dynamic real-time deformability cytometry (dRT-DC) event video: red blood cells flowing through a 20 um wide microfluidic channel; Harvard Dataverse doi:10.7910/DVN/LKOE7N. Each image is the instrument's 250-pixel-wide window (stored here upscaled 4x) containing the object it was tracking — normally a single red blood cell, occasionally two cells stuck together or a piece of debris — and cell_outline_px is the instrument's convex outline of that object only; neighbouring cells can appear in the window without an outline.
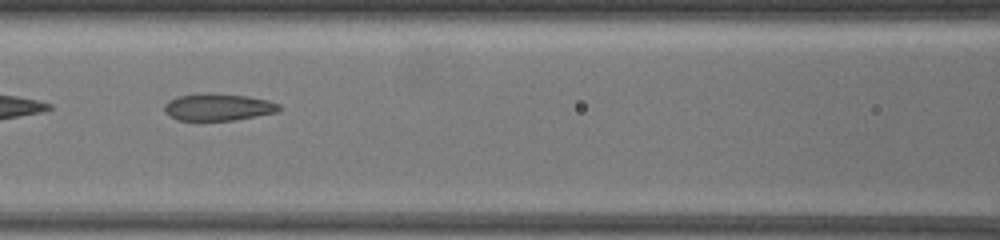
{"species": "common noctule bat (a hibernating species)", "species_latin": "Nyctalus noctula", "temperature_condition": "warm", "stored_images_in_passage": 59, "camera_frame_rate_fps": 3000, "um_per_image_px": 0.085, "animal": {"sex": "female", "body_mass_g": 19.5, "forearm_length_mm": 54.1}, "frame": {"image": 1, "passage_image": 6, "time_ms": 1.667, "image_size_px": [1000, 240], "cell_outline_px": [[280, 108], [276, 112], [232, 120], [180, 120], [164, 112], [164, 104], [168, 100], [176, 96], [204, 92], [212, 92], [248, 96], [268, 100], [280, 104]], "centroid_in_image_um": [18.5, 9.07], "position_along_channel_um": 148.1, "area_um2": 18.15}}